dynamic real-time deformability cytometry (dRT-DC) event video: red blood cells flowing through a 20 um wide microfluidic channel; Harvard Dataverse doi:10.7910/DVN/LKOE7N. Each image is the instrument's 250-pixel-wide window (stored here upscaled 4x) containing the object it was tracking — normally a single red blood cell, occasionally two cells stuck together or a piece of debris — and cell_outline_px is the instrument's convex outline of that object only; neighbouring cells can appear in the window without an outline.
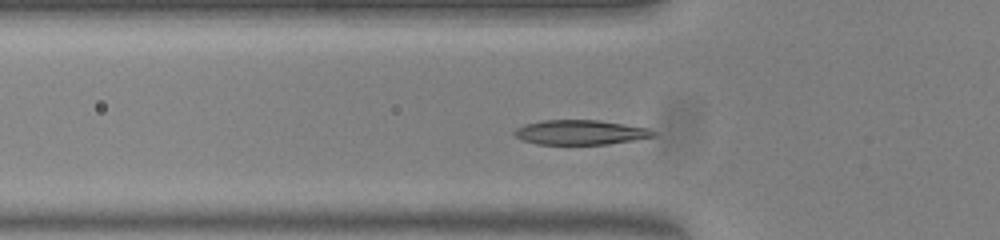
{"species": "common noctule bat (a hibernating species)", "species_latin": "Nyctalus noctula", "temperature_condition": "warm", "stored_images_in_passage": 48, "camera_frame_rate_fps": 3000, "um_per_image_px": 0.085, "animal": {"sex": "female", "body_mass_g": 23.0, "forearm_length_mm": 53.4}, "frame": {"image": 1, "passage_image": 11, "time_ms": 3.333, "image_size_px": [1000, 240], "cell_outline_px": [[656, 136], [608, 144], [536, 144], [520, 140], [512, 132], [516, 128], [524, 124], [540, 120], [600, 120], [648, 128], [656, 132]], "centroid_in_image_um": [49.29, 11.24], "position_along_channel_um": 76.5, "area_um2": 20.06}}
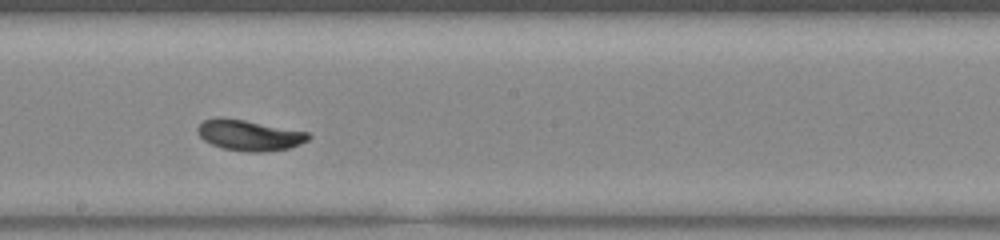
{"frame": {"image": 2, "passage_image": 23, "time_ms": 7.333, "image_size_px": [1000, 240], "cell_outline_px": [[312, 136], [308, 140], [300, 144], [288, 148], [260, 152], [248, 152], [220, 148], [204, 140], [196, 132], [196, 128], [204, 120], [244, 120], [308, 132]], "centroid_in_image_um": [21.22, 11.53], "position_along_channel_um": 227.0, "area_um2": 19.25}}
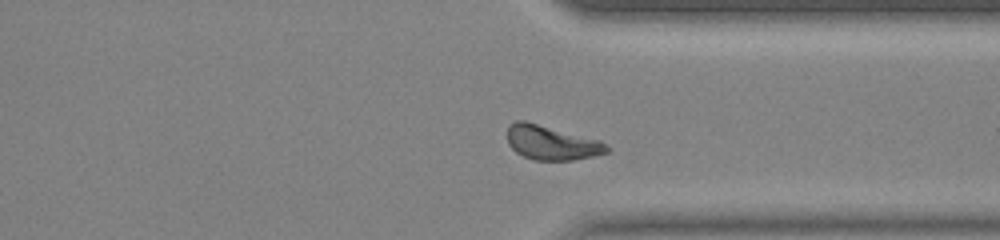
{"frame": {"image": 3, "passage_image": 34, "time_ms": 11.0, "image_size_px": [1000, 240], "cell_outline_px": [[608, 152], [592, 156], [572, 160], [532, 160], [516, 152], [508, 144], [508, 124], [516, 120], [524, 120], [600, 140], [608, 148]], "centroid_in_image_um": [46.83, 12.12], "position_along_channel_um": 364.6, "area_um2": 19.77}, "authors_computed_cell_mechanics": {"area_um2": 19.3341, "velocity_mm_per_s": 3.7559, "shape_relaxation_time_tau1_ms": 4.1481, "shape_relaxation_time_tau2_ms": null, "deformation_change_tau1": 0.1537, "deformation_change_tau2": null}}